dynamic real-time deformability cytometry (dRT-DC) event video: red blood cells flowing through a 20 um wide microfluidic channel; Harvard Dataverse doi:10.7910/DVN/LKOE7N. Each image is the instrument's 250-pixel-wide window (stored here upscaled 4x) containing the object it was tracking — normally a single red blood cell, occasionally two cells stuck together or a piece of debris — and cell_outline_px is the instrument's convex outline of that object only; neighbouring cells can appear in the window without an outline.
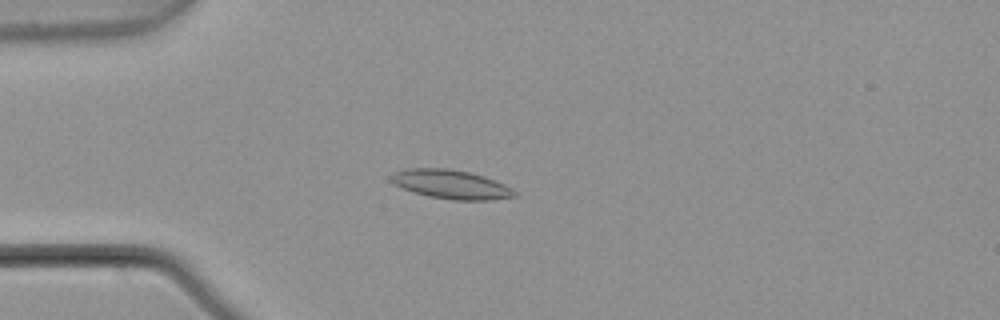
{"species": "common noctule bat (a hibernating species)", "species_latin": "Nyctalus noctula", "temperature_condition": "warm", "stored_images_in_passage": 6, "camera_frame_rate_fps": 3000, "um_per_image_px": 0.085, "animal": {"sex": "male", "body_mass_g": 21.5, "forearm_length_mm": 52.0}, "frame": {"image": 1, "passage_image": 4, "time_ms": 1.0, "image_size_px": [1000, 320], "cell_outline_px": [[516, 196], [488, 200], [452, 200], [428, 196], [412, 192], [392, 184], [388, 180], [388, 176], [396, 172], [408, 168], [448, 168], [468, 172], [484, 176], [504, 184], [512, 188], [516, 192]], "centroid_in_image_um": [38.28, 15.67], "position_along_channel_um": 46.7, "area_um2": 20.98}}
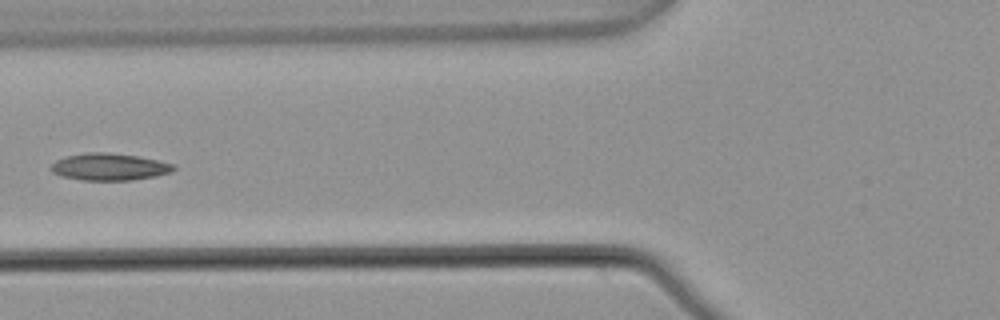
{"frame": {"image": 2, "passage_image": 6, "time_ms": 1.667, "image_size_px": [1000, 320], "cell_outline_px": [[176, 168], [172, 172], [156, 176], [132, 180], [84, 180], [64, 176], [52, 172], [48, 168], [56, 160], [68, 156], [92, 152], [104, 152], [136, 156], [156, 160], [172, 164]], "centroid_in_image_um": [9.29, 14.19], "position_along_channel_um": 116.5, "area_um2": 19.02}}